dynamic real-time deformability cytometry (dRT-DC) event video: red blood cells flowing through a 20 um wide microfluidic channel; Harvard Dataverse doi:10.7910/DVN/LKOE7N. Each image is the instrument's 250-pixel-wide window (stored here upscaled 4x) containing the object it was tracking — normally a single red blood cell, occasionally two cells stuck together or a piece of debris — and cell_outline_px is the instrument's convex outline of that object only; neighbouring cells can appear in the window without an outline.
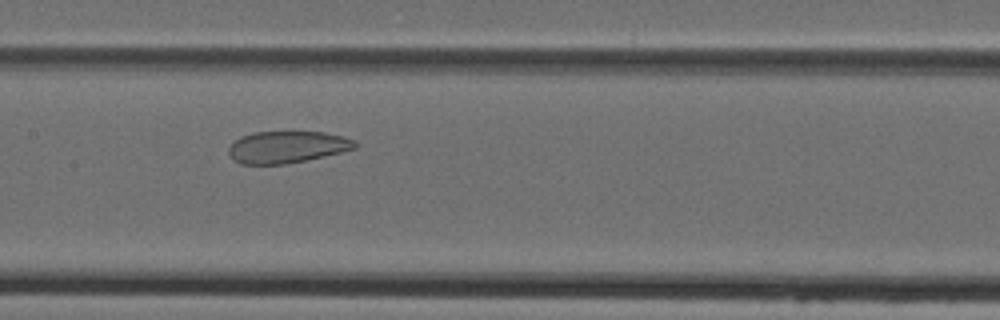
{"species": "Egyptian fruit bat (a non-hibernating species)", "species_latin": "Rousettus aegyptiacus", "temperature_condition": "cold", "stored_images_in_passage": 9, "segment_of_instrument_passage": [1, 2], "camera_frame_rate_fps": 3000, "um_per_image_px": 0.085, "animal": {"sex": "female"}, "frame": {"image": 1, "passage_image": 6, "time_ms": 6.667, "image_size_px": [1000, 320], "cell_outline_px": [[356, 148], [324, 156], [284, 164], [240, 164], [232, 160], [228, 152], [228, 148], [240, 136], [252, 132], [324, 132], [344, 136], [356, 140]], "centroid_in_image_um": [24.38, 12.49], "position_along_channel_um": 183.0, "area_um2": 23.47}}
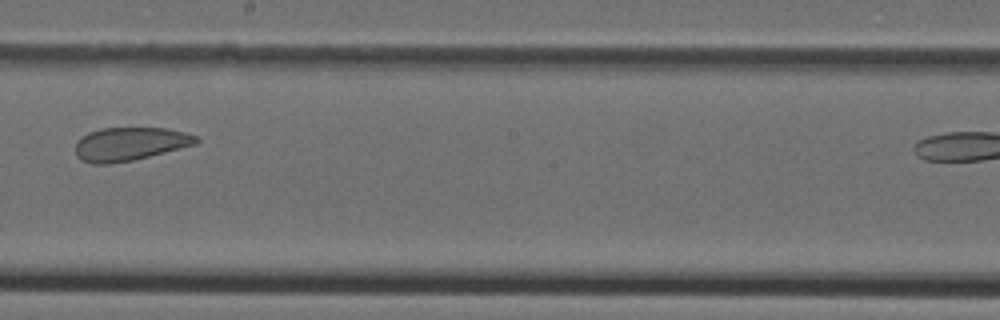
{"frame": {"image": 2, "passage_image": 7, "time_ms": 8.0, "image_size_px": [1000, 320], "cell_outline_px": [[200, 140], [196, 144], [132, 160], [112, 164], [92, 164], [80, 160], [76, 156], [76, 140], [80, 136], [88, 132], [100, 128], [164, 128], [184, 132], [196, 136]], "centroid_in_image_um": [10.97, 12.24], "position_along_channel_um": 237.2, "area_um2": 23.52}}
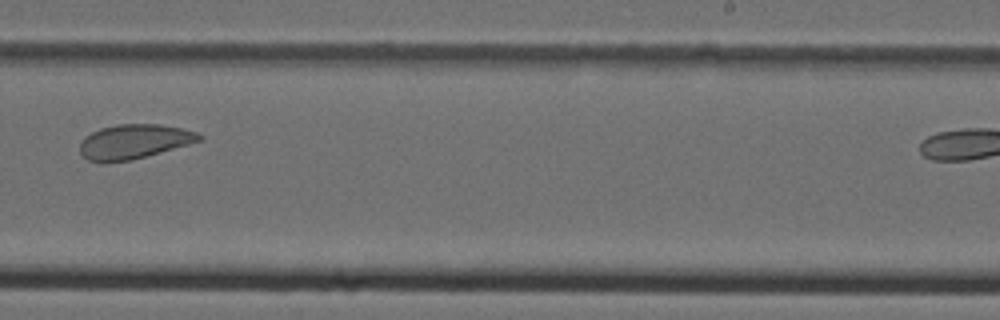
{"frame": {"image": 3, "passage_image": 8, "time_ms": 9.0, "image_size_px": [1000, 320], "cell_outline_px": [[204, 136], [200, 140], [188, 144], [132, 160], [104, 164], [100, 164], [88, 160], [80, 152], [80, 144], [84, 136], [100, 128], [116, 124], [160, 124], [180, 128], [196, 132]], "centroid_in_image_um": [11.33, 12.05], "position_along_channel_um": 277.7, "area_um2": 24.1}}